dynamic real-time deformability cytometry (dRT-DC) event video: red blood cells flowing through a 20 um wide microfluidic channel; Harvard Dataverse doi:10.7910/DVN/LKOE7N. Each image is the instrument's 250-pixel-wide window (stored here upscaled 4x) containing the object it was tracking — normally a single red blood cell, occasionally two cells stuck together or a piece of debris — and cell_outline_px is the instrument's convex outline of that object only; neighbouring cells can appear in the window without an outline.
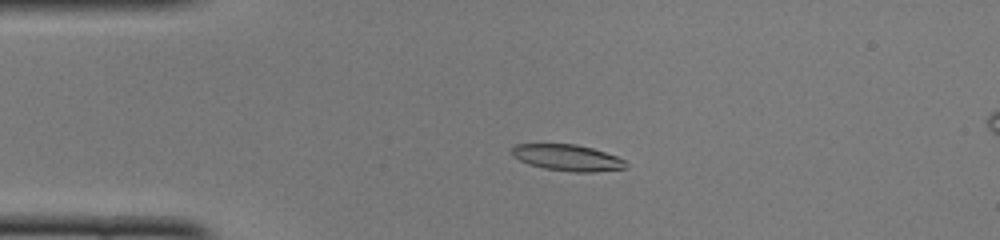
{"species": "common noctule bat (a hibernating species)", "species_latin": "Nyctalus noctula", "temperature_condition": "cold", "stored_images_in_passage": 41, "camera_frame_rate_fps": 3000, "um_per_image_px": 0.085, "animal": {"sex": "female", "body_mass_g": 22.0, "forearm_length_mm": 56.7}, "frame": {"image": 1, "passage_image": 2, "time_ms": 0.333, "image_size_px": [1000, 240], "cell_outline_px": [[628, 168], [592, 172], [572, 172], [544, 168], [528, 164], [512, 156], [512, 144], [576, 144], [592, 148], [616, 156], [624, 160], [628, 164]], "centroid_in_image_um": [48.23, 13.4], "position_along_channel_um": 36.8, "area_um2": 17.51}}
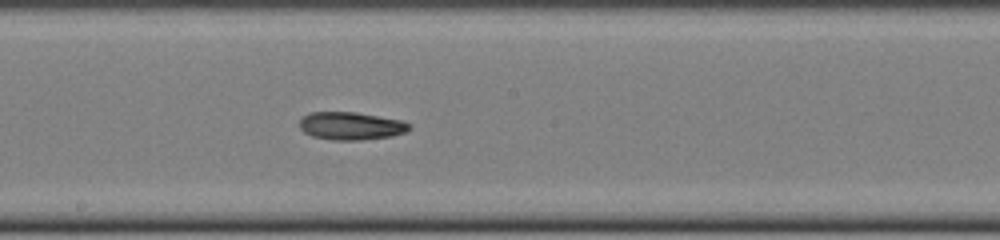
{"frame": {"image": 2, "passage_image": 18, "time_ms": 5.667, "image_size_px": [1000, 240], "cell_outline_px": [[412, 128], [404, 132], [392, 136], [360, 140], [332, 140], [312, 136], [304, 132], [300, 128], [300, 120], [304, 116], [312, 112], [356, 112], [404, 120], [412, 124]], "centroid_in_image_um": [29.88, 10.7], "position_along_channel_um": 218.3, "area_um2": 17.92}}
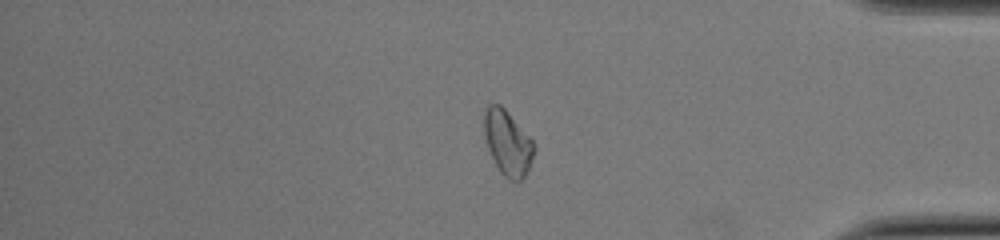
{"frame": {"image": 3, "passage_image": 33, "time_ms": 10.667, "image_size_px": [1000, 240], "cell_outline_px": [[536, 148], [528, 168], [524, 176], [520, 180], [512, 180], [504, 176], [500, 172], [488, 148], [484, 136], [484, 112], [488, 104], [500, 104], [504, 108], [536, 144]], "centroid_in_image_um": [43.14, 12.12], "position_along_channel_um": 392.1, "area_um2": 18.61}, "authors_computed_cell_mechanics": {"area_um2": 18.0914, "velocity_mm_per_s": 3.9844, "shape_relaxation_time_tau1_ms": 3.6768, "shape_relaxation_time_tau2_ms": null, "deformation_change_tau1": 0.167, "deformation_change_tau2": null}}